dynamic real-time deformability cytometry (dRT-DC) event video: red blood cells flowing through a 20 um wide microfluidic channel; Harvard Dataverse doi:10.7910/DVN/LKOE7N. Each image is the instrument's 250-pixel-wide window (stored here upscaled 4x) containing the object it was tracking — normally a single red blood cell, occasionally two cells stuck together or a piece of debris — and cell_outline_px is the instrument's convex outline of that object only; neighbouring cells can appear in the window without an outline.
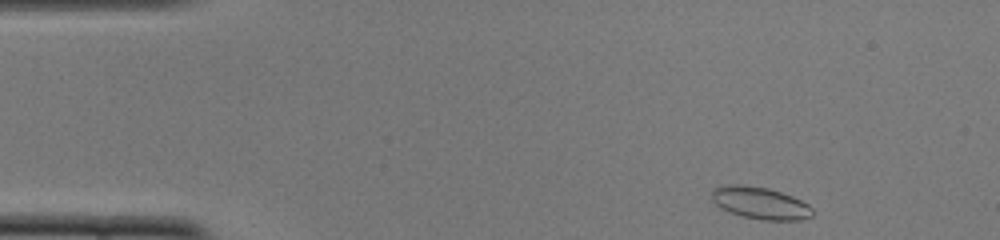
{"species": "common noctule bat (a hibernating species)", "species_latin": "Nyctalus noctula", "temperature_condition": "cold", "stored_images_in_passage": 46, "camera_frame_rate_fps": 3000, "um_per_image_px": 0.085, "animal": {"sex": "female", "body_mass_g": 22.0, "forearm_length_mm": 56.7}, "frame": {"image": 1, "passage_image": 1, "time_ms": 0.0, "image_size_px": [1000, 240], "cell_outline_px": [[812, 216], [800, 220], [760, 220], [744, 216], [720, 208], [712, 200], [712, 188], [728, 184], [744, 184], [768, 188], [792, 196], [808, 204], [812, 208]], "centroid_in_image_um": [64.6, 17.24], "position_along_channel_um": 20.4, "area_um2": 18.84}}
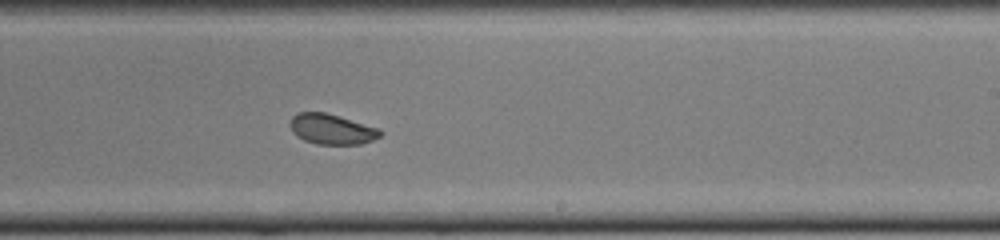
{"frame": {"image": 2, "passage_image": 26, "time_ms": 8.333, "image_size_px": [1000, 240], "cell_outline_px": [[384, 132], [380, 136], [372, 140], [360, 144], [316, 144], [304, 140], [296, 136], [292, 132], [288, 124], [288, 120], [296, 112], [324, 112], [340, 116], [380, 128]], "centroid_in_image_um": [28.16, 10.96], "position_along_channel_um": 260.8, "area_um2": 16.24}}
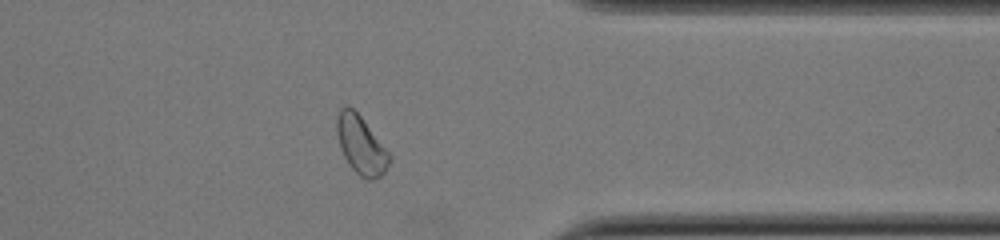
{"frame": {"image": 3, "passage_image": 36, "time_ms": 11.667, "image_size_px": [1000, 240], "cell_outline_px": [[392, 156], [384, 172], [380, 176], [372, 180], [368, 180], [360, 176], [348, 164], [340, 148], [336, 132], [336, 116], [340, 108], [344, 104], [348, 104], [360, 116]], "centroid_in_image_um": [30.65, 12.31], "position_along_channel_um": 380.8, "area_um2": 17.8}, "authors_computed_cell_mechanics": {"area_um2": 17.3689, "velocity_mm_per_s": 3.8653, "shape_relaxation_time_tau1_ms": 3.8916, "shape_relaxation_time_tau2_ms": 2.5681, "deformation_change_tau1": 0.0647, "deformation_change_tau2": 0.0432}}